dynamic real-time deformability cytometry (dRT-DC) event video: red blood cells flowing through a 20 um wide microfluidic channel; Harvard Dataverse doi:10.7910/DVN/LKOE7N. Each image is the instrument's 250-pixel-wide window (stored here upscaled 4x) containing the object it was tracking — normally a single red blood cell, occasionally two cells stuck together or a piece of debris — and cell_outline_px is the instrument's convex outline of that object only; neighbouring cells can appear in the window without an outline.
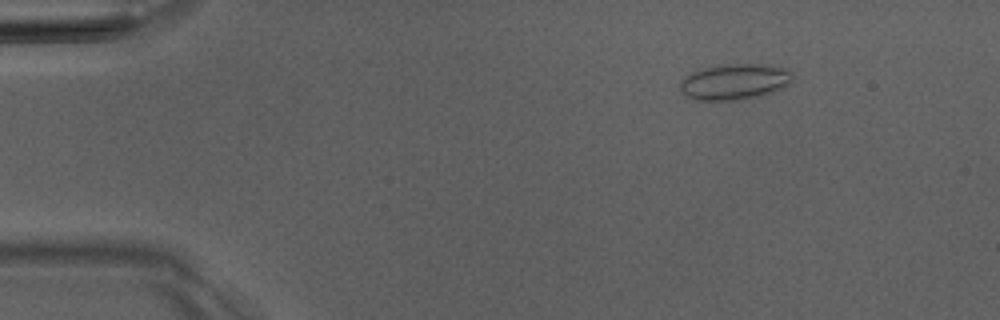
{"species": "Egyptian fruit bat (a non-hibernating species)", "species_latin": "Rousettus aegyptiacus", "temperature_condition": "room temperature", "stored_images_in_passage": 6, "camera_frame_rate_fps": 3000, "um_per_image_px": 0.085, "animal": {"sex": "male"}, "frame": {"image": 1, "passage_image": 2, "time_ms": 1.333, "image_size_px": [1000, 320], "cell_outline_px": [[788, 84], [772, 92], [760, 96], [740, 100], [696, 100], [684, 96], [680, 92], [680, 80], [692, 72], [704, 68], [720, 64], [768, 64], [784, 68], [788, 72]], "centroid_in_image_um": [62.34, 6.96], "position_along_channel_um": 22.7, "area_um2": 23.35}}